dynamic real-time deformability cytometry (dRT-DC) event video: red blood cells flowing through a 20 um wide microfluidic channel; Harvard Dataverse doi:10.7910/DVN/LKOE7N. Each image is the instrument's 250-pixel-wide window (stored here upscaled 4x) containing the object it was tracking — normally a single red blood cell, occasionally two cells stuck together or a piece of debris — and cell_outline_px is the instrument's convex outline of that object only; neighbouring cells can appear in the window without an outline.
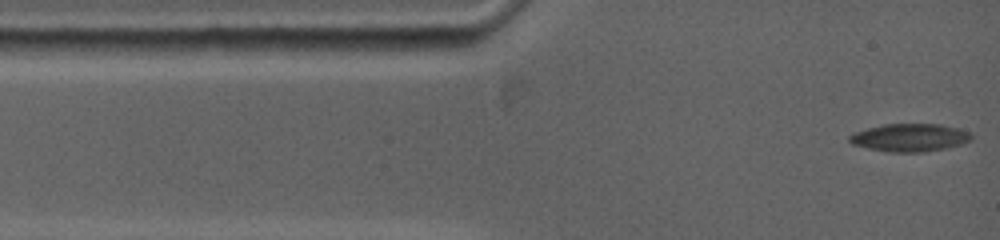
{"species": "common noctule bat (a hibernating species)", "species_latin": "Nyctalus noctula", "temperature_condition": "warm", "stored_images_in_passage": 26, "camera_frame_rate_fps": 5000, "um_per_image_px": 0.085, "animal": {"sex": "female", "body_mass_g": 19.0, "forearm_length_mm": 53.3}, "frame": {"image": 1, "passage_image": 1, "time_ms": 0.0, "image_size_px": [1000, 240], "cell_outline_px": [[972, 140], [960, 144], [944, 148], [924, 152], [888, 152], [868, 148], [852, 144], [848, 140], [848, 136], [856, 132], [868, 128], [884, 124], [940, 124], [956, 128], [968, 132], [972, 136]], "centroid_in_image_um": [77.31, 11.7], "position_along_channel_um": 7.7, "area_um2": 19.59}}
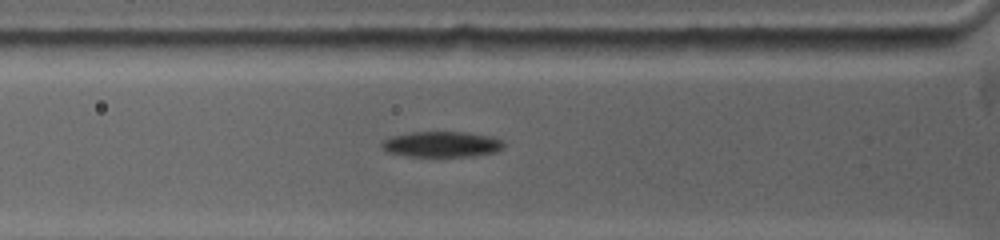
{"frame": {"image": 2, "passage_image": 18, "time_ms": 3.4, "image_size_px": [1000, 240], "cell_outline_px": [[504, 144], [500, 148], [492, 152], [464, 156], [408, 156], [388, 152], [380, 144], [384, 140], [392, 136], [412, 132], [468, 132], [488, 136], [500, 140]], "centroid_in_image_um": [37.48, 12.25], "position_along_channel_um": 88.3, "area_um2": 17.69}}
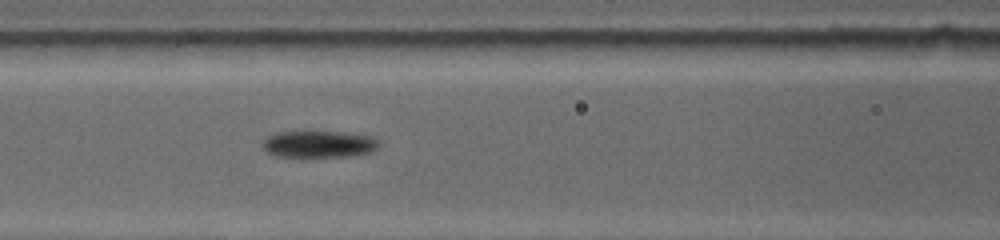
{"frame": {"image": 3, "passage_image": 25, "time_ms": 4.8, "image_size_px": [1000, 240], "cell_outline_px": [[376, 148], [368, 152], [340, 156], [280, 156], [268, 152], [264, 148], [264, 140], [268, 136], [280, 132], [340, 132], [372, 136], [376, 140]], "centroid_in_image_um": [27.07, 12.24], "position_along_channel_um": 139.5, "area_um2": 17.34}}